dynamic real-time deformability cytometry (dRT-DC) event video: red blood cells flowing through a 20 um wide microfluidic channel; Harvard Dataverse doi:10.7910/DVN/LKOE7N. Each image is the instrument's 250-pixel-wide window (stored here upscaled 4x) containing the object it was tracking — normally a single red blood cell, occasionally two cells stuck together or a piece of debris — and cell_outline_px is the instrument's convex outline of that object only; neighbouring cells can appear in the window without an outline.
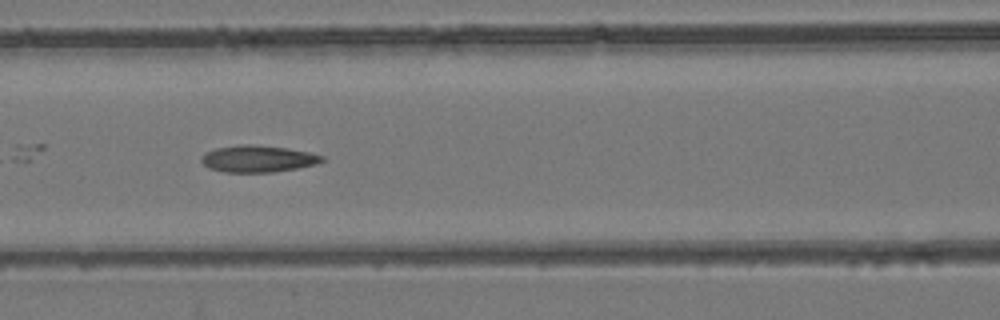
{"species": "common noctule bat (a hibernating species)", "species_latin": "Nyctalus noctula", "temperature_condition": "room temperature", "stored_images_in_passage": 34, "camera_frame_rate_fps": 3000, "um_per_image_px": 0.085, "animal": {"sex": "female", "body_mass_g": 24.6, "forearm_length_mm": 56.2}, "frame": {"image": 1, "passage_image": 8, "time_ms": 2.333, "image_size_px": [1000, 320], "cell_outline_px": [[324, 160], [316, 164], [296, 168], [272, 172], [224, 172], [208, 168], [200, 160], [208, 152], [216, 148], [240, 144], [248, 144], [288, 148], [308, 152], [324, 156]], "centroid_in_image_um": [21.93, 13.5], "position_along_channel_um": 144.7, "area_um2": 18.61}}
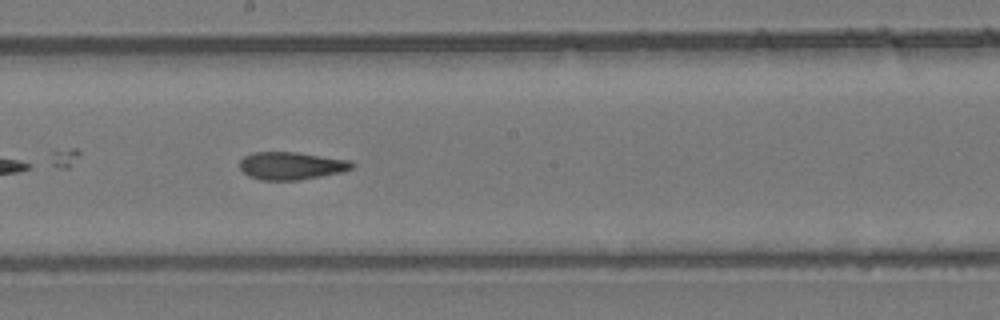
{"frame": {"image": 2, "passage_image": 14, "time_ms": 4.333, "image_size_px": [1000, 320], "cell_outline_px": [[356, 164], [352, 168], [344, 172], [300, 180], [260, 180], [248, 176], [240, 168], [240, 160], [244, 156], [252, 152], [296, 152], [348, 160]], "centroid_in_image_um": [24.76, 14.09], "position_along_channel_um": 223.4, "area_um2": 18.21}}
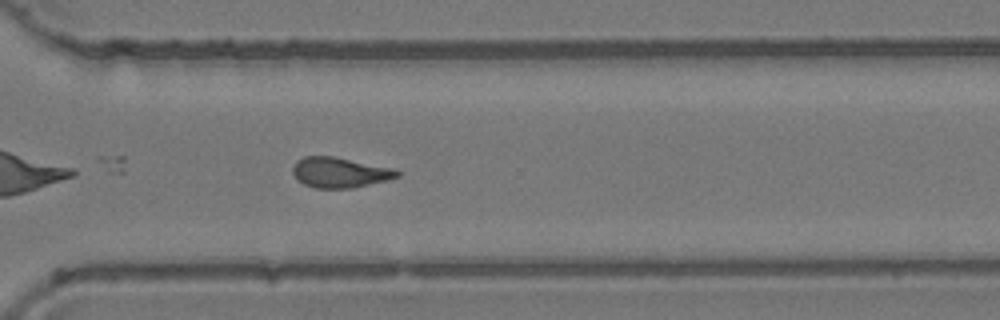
{"frame": {"image": 3, "passage_image": 23, "time_ms": 7.333, "image_size_px": [1000, 320], "cell_outline_px": [[400, 176], [388, 180], [352, 188], [312, 188], [296, 180], [292, 172], [292, 168], [296, 160], [304, 156], [332, 156], [396, 168], [400, 172]], "centroid_in_image_um": [28.88, 14.66], "position_along_channel_um": 341.7, "area_um2": 18.73}, "authors_computed_cell_mechanics": {"area_um2": 18.4671, "velocity_mm_per_s": 3.9518, "shape_relaxation_time_tau1_ms": null, "shape_relaxation_time_tau2_ms": 3.4264, "deformation_change_tau1": null, "deformation_change_tau2": 0.1204}}